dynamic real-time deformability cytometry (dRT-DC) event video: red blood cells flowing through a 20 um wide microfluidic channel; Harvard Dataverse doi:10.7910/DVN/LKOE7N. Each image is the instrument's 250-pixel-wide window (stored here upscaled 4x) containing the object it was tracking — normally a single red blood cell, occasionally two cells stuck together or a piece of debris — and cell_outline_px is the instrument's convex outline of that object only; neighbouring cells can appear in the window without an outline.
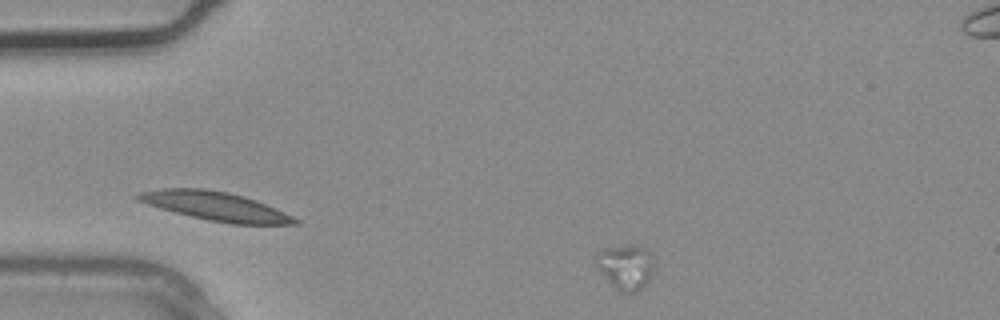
{"species": "common noctule bat (a hibernating species)", "species_latin": "Nyctalus noctula", "temperature_condition": "warm", "stored_images_in_passage": 3, "camera_frame_rate_fps": 3000, "um_per_image_px": 0.085, "animal": {"sex": "male", "body_mass_g": 20.4}, "frame": {"image": 1, "passage_image": 1, "time_ms": 0.0, "image_size_px": [1000, 320], "cell_outline_px": [[652, 276], [636, 292], [620, 292], [604, 276], [596, 260], [596, 252], [608, 248], [632, 244], [640, 244], [648, 252], [652, 264]], "centroid_in_image_um": [53.19, 22.66], "position_along_channel_um": 31.8, "area_um2": 14.68}}